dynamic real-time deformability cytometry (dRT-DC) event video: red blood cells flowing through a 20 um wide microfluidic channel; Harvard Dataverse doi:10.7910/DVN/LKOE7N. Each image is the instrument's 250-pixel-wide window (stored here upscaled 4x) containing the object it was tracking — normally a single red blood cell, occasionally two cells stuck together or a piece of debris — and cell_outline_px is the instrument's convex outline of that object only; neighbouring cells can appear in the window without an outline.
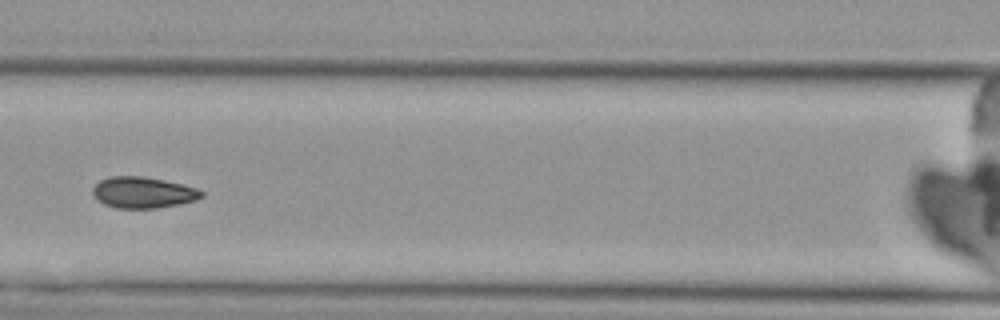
{"species": "Egyptian fruit bat (a non-hibernating species)", "species_latin": "Rousettus aegyptiacus", "temperature_condition": "cold", "stored_images_in_passage": 4, "camera_frame_rate_fps": 3000, "um_per_image_px": 0.085, "animal": {"sex": "female"}, "frame": {"image": 1, "passage_image": 4, "time_ms": 4.0, "image_size_px": [1000, 320], "cell_outline_px": [[204, 196], [196, 200], [180, 204], [156, 208], [116, 208], [104, 204], [96, 200], [92, 192], [92, 188], [100, 180], [108, 176], [144, 176], [164, 180], [196, 188], [204, 192]], "centroid_in_image_um": [12.14, 16.36], "position_along_channel_um": 154.5, "area_um2": 19.88}}